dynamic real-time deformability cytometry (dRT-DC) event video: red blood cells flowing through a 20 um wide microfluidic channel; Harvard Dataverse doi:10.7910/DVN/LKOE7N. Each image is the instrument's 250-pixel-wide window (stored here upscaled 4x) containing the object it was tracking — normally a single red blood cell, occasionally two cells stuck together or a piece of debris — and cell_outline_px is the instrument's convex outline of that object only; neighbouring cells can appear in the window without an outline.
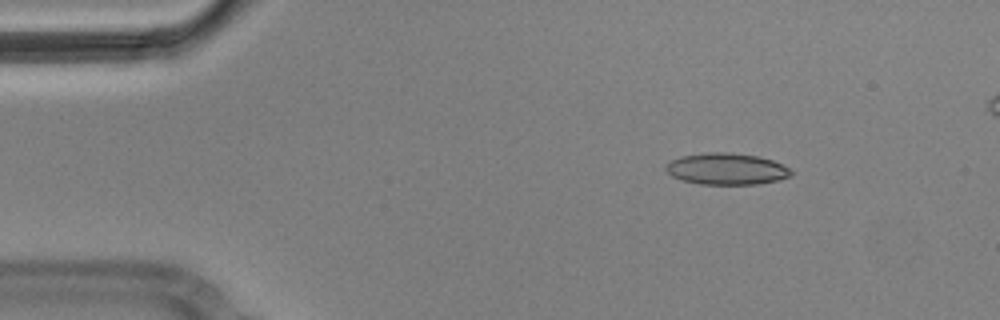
{"species": "Egyptian fruit bat (a non-hibernating species)", "species_latin": "Rousettus aegyptiacus", "temperature_condition": "cold", "stored_images_in_passage": 6, "camera_frame_rate_fps": 3000, "um_per_image_px": 0.085, "animal": {"sex": "male"}, "frame": {"image": 1, "passage_image": 2, "time_ms": 0.333, "image_size_px": [1000, 320], "cell_outline_px": [[792, 176], [780, 180], [760, 184], [700, 184], [684, 180], [672, 176], [664, 168], [664, 164], [680, 156], [708, 152], [728, 152], [756, 156], [772, 160], [788, 168], [792, 172]], "centroid_in_image_um": [61.75, 14.36], "position_along_channel_um": 23.3, "area_um2": 23.0}}